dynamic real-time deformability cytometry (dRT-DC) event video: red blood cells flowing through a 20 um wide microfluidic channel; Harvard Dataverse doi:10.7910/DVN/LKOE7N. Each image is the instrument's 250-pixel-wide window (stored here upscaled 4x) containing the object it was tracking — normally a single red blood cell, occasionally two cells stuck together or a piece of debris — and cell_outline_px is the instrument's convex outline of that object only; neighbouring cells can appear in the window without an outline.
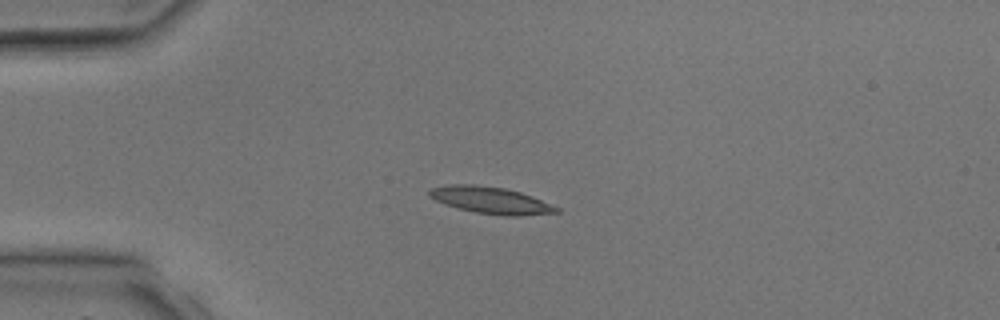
{"species": "common noctule bat (a hibernating species)", "species_latin": "Nyctalus noctula", "temperature_condition": "room temperature", "stored_images_in_passage": 2, "camera_frame_rate_fps": 3000, "um_per_image_px": 0.085, "animal": {"sex": "male", "body_mass_g": 17.9, "forearm_length_mm": 54.2}, "frame": {"image": 1, "passage_image": 2, "time_ms": 1.333, "image_size_px": [1000, 320], "cell_outline_px": [[560, 212], [520, 216], [504, 216], [476, 212], [444, 204], [428, 196], [428, 192], [432, 188], [452, 184], [472, 184], [504, 188], [520, 192], [532, 196], [560, 208]], "centroid_in_image_um": [41.73, 17.02], "position_along_channel_um": 43.3, "area_um2": 19.71}}